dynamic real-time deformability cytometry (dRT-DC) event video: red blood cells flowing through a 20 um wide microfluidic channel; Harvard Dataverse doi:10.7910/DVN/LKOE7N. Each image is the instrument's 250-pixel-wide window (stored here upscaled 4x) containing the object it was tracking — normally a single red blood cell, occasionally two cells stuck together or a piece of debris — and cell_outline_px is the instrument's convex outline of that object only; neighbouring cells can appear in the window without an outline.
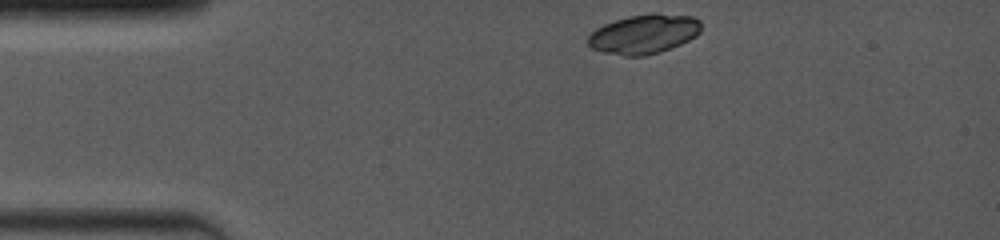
{"species": "common noctule bat (a hibernating species)", "species_latin": "Nyctalus noctula", "temperature_condition": "room temperature", "stored_images_in_passage": 4, "camera_frame_rate_fps": 4000, "um_per_image_px": 0.085, "animal": {"sex": "female", "body_mass_g": 19.0, "forearm_length_mm": 53.3}, "frame": {"image": 1, "passage_image": 1, "time_ms": 0.0, "image_size_px": [1000, 240], "cell_outline_px": [[700, 32], [696, 36], [680, 44], [660, 52], [644, 56], [624, 56], [604, 52], [592, 48], [588, 44], [588, 36], [596, 28], [604, 24], [628, 16], [648, 12], [656, 12], [692, 16], [700, 20]], "centroid_in_image_um": [54.75, 2.87], "position_along_channel_um": 30.3, "area_um2": 26.13}}
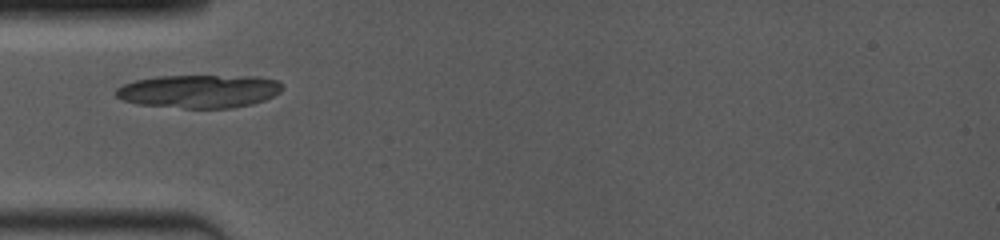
{"frame": {"image": 2, "passage_image": 4, "time_ms": 2.25, "image_size_px": [1000, 240], "cell_outline_px": [[284, 88], [280, 92], [264, 100], [252, 104], [232, 108], [184, 108], [136, 104], [120, 100], [112, 92], [116, 88], [124, 84], [136, 80], [156, 76], [260, 76], [276, 80]], "centroid_in_image_um": [16.89, 7.76], "position_along_channel_um": 68.1, "area_um2": 32.48}}